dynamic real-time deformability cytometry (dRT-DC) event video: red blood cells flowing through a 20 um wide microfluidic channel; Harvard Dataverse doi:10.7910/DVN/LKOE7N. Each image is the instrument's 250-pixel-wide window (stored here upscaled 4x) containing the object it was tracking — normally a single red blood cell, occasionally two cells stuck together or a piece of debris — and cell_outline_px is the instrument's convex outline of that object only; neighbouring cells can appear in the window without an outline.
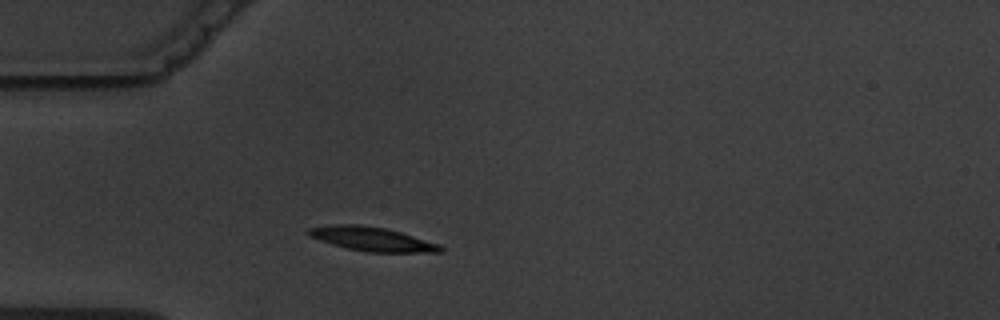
{"species": "common noctule bat (a hibernating species)", "species_latin": "Nyctalus noctula", "temperature_condition": "warm", "stored_images_in_passage": 2, "camera_frame_rate_fps": 3000, "um_per_image_px": 0.085, "animal": {"sex": "male", "body_mass_g": 19.5, "forearm_length_mm": 54.6}, "frame": {"image": 1, "passage_image": 2, "time_ms": 1.333, "image_size_px": [1000, 320], "cell_outline_px": [[444, 252], [368, 252], [348, 248], [332, 244], [320, 240], [304, 232], [308, 228], [336, 224], [360, 224], [384, 228], [400, 232], [440, 244], [444, 248]], "centroid_in_image_um": [31.64, 20.31], "position_along_channel_um": 53.4, "area_um2": 18.32}}